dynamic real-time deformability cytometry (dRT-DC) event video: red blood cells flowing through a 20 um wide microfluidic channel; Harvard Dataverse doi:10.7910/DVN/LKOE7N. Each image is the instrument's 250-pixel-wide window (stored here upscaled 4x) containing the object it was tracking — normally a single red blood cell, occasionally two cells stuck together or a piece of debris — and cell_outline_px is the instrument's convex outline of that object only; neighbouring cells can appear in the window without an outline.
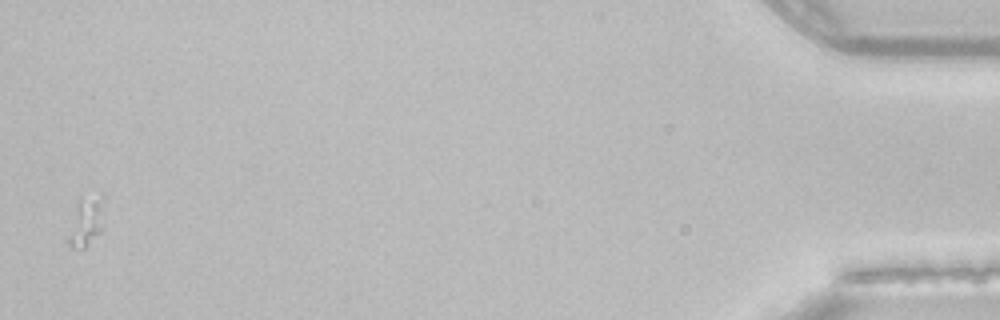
{"species": "common noctule bat (a hibernating species)", "species_latin": "Nyctalus noctula", "temperature_condition": "room temperature", "stored_images_in_passage": 40, "camera_frame_rate_fps": 3000, "um_per_image_px": 0.085, "animal": {"sex": "female", "body_mass_g": 22.7, "forearm_length_mm": 54.2}, "frame": {"image": 1, "passage_image": 40, "time_ms": 13.0, "image_size_px": [1000, 320], "cell_outline_px": [[104, 228], [84, 248], [72, 248], [64, 240], [64, 236], [76, 200], [80, 196], [100, 192], [104, 192]], "centroid_in_image_um": [7.28, 18.73], "position_along_channel_um": 427.9, "area_um2": 11.79}}